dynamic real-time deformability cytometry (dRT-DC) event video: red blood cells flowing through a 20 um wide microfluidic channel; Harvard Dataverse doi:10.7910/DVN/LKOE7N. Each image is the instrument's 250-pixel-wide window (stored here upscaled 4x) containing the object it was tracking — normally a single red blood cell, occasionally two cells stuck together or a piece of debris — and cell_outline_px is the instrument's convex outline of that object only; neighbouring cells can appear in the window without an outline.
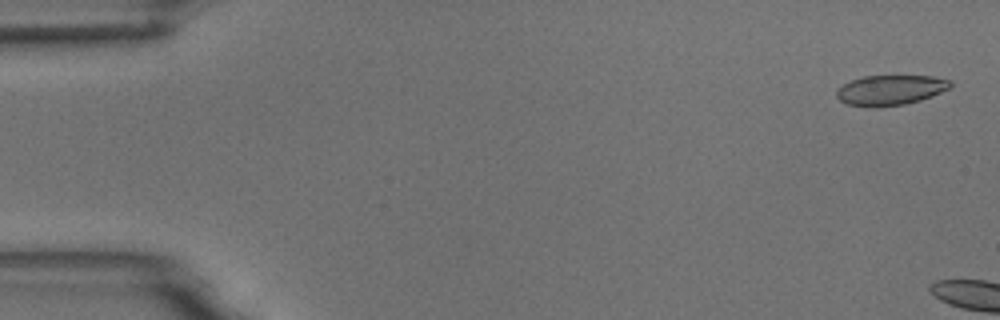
{"species": "common noctule bat (a hibernating species)", "species_latin": "Nyctalus noctula", "temperature_condition": "room temperature", "stored_images_in_passage": 2, "camera_frame_rate_fps": 3000, "um_per_image_px": 0.085, "animal": {"sex": "male", "body_mass_g": 18.8}, "frame": {"image": 1, "passage_image": 1, "time_ms": 0.0, "image_size_px": [1000, 320], "cell_outline_px": [[952, 84], [948, 88], [932, 96], [920, 100], [904, 104], [880, 108], [872, 108], [848, 104], [840, 100], [836, 96], [836, 92], [844, 84], [852, 80], [864, 76], [932, 76], [952, 80]], "centroid_in_image_um": [75.69, 7.67], "position_along_channel_um": 9.3, "area_um2": 19.94}}